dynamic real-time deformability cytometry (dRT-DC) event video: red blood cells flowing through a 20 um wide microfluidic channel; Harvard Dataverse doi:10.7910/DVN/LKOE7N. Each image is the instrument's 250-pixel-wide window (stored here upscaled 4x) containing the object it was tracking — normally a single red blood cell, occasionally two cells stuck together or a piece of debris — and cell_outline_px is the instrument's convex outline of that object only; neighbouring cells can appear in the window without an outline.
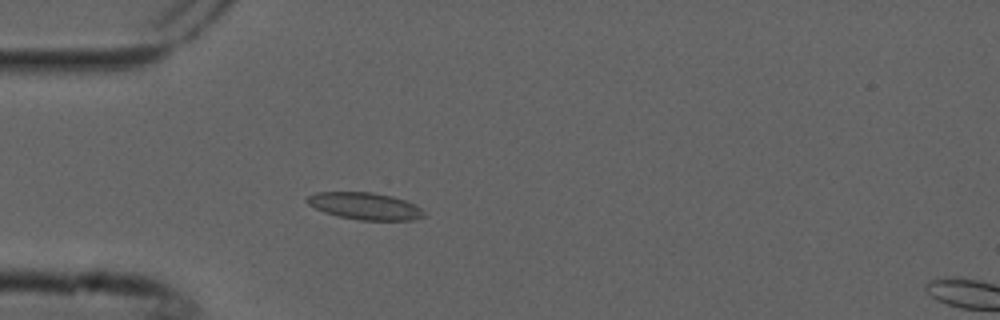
{"species": "common noctule bat (a hibernating species)", "species_latin": "Nyctalus noctula", "temperature_condition": "cold", "stored_images_in_passage": 6, "camera_frame_rate_fps": 3000, "um_per_image_px": 0.085, "animal": {"sex": "male", "forearm_length_mm": 52.5}, "frame": {"image": 1, "passage_image": 5, "time_ms": 1.333, "image_size_px": [1000, 320], "cell_outline_px": [[428, 216], [412, 220], [360, 220], [340, 216], [324, 212], [308, 204], [304, 200], [308, 196], [316, 192], [372, 192], [392, 196], [416, 204]], "centroid_in_image_um": [31.04, 17.51], "position_along_channel_um": 54.0, "area_um2": 18.44}}